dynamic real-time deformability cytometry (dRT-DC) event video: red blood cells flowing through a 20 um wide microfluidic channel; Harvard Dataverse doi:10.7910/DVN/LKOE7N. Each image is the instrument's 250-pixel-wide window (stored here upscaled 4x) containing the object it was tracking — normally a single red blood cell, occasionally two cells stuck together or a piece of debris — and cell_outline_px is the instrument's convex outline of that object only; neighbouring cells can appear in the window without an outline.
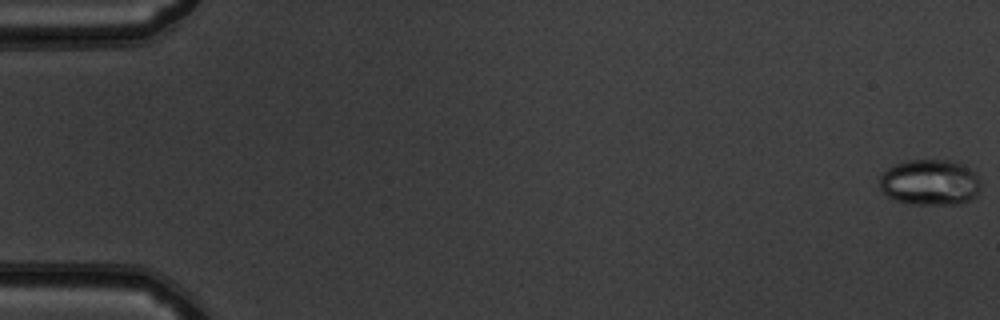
{"species": "common noctule bat (a hibernating species)", "species_latin": "Nyctalus noctula", "temperature_condition": "warm", "stored_images_in_passage": 52, "camera_frame_rate_fps": 3000, "um_per_image_px": 0.085, "animal": {"sex": "male", "body_mass_g": 19.5, "forearm_length_mm": 54.6}, "frame": {"image": 1, "passage_image": 1, "time_ms": 0.0, "image_size_px": [1000, 320], "cell_outline_px": [[980, 188], [976, 196], [960, 204], [912, 204], [896, 200], [888, 196], [880, 188], [880, 176], [892, 164], [908, 160], [952, 160], [968, 168], [980, 180]], "centroid_in_image_um": [79.03, 15.5], "position_along_channel_um": 6.0, "area_um2": 26.93}}
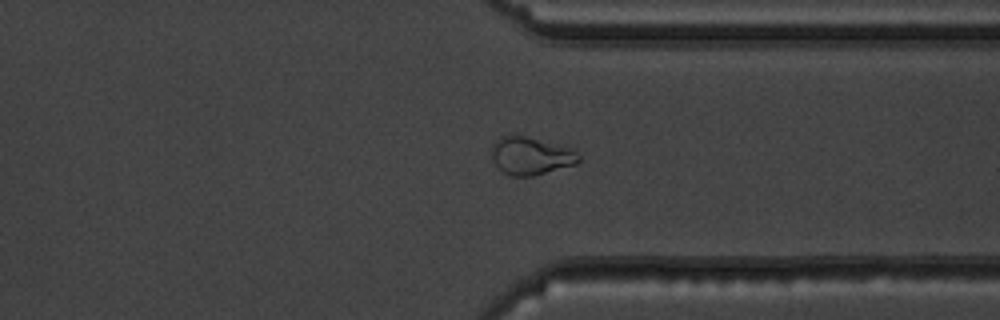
{"frame": {"image": 2, "passage_image": 41, "time_ms": 13.333, "image_size_px": [1000, 320], "cell_outline_px": [[580, 160], [576, 164], [532, 176], [512, 176], [504, 172], [492, 160], [492, 144], [500, 136], [524, 136], [572, 148], [580, 156]], "centroid_in_image_um": [45.12, 13.25], "position_along_channel_um": 366.3, "area_um2": 18.9}}
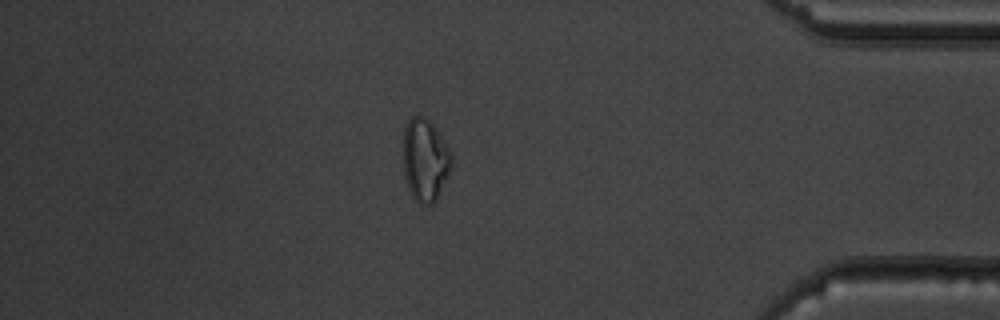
{"frame": {"image": 3, "passage_image": 46, "time_ms": 15.0, "image_size_px": [1000, 320], "cell_outline_px": [[452, 164], [448, 176], [436, 200], [432, 204], [420, 204], [412, 196], [408, 188], [404, 176], [404, 128], [408, 120], [412, 116], [420, 116], [428, 120], [436, 128], [448, 148], [452, 156]], "centroid_in_image_um": [36.13, 13.61], "position_along_channel_um": 399.1, "area_um2": 23.06}, "authors_computed_cell_mechanics": {"area_um2": 21.7039, "velocity_mm_per_s": 3.918, "shape_relaxation_time_tau1_ms": null, "shape_relaxation_time_tau2_ms": 3.055, "deformation_change_tau1": null, "deformation_change_tau2": 0.0491}}